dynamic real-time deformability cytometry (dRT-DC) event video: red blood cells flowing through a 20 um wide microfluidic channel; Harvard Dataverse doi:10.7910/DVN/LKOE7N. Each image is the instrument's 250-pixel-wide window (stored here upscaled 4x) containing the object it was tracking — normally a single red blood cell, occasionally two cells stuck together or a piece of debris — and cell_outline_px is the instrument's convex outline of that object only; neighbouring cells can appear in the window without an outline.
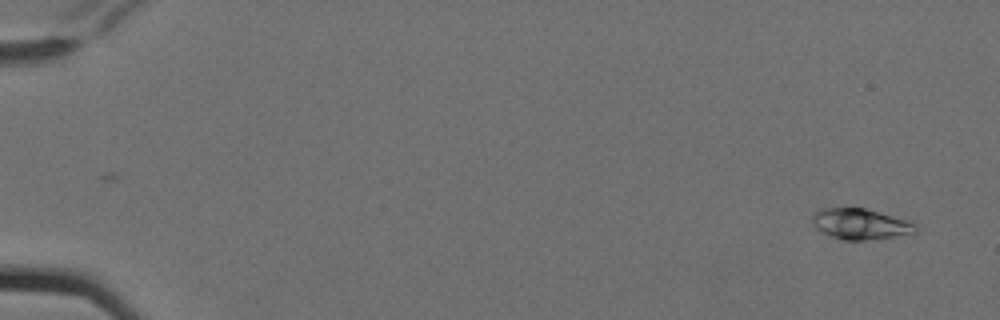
{"species": "Egyptian fruit bat (a non-hibernating species)", "species_latin": "Rousettus aegyptiacus", "temperature_condition": "cold", "stored_images_in_passage": 6, "camera_frame_rate_fps": 3000, "um_per_image_px": 0.085, "animal": {"sex": "female"}, "frame": {"image": 1, "passage_image": 2, "time_ms": 0.333, "image_size_px": [1000, 320], "cell_outline_px": [[916, 232], [892, 236], [864, 240], [844, 240], [832, 236], [816, 228], [812, 220], [812, 216], [820, 208], [864, 208], [904, 220], [916, 224]], "centroid_in_image_um": [73.08, 19.03], "position_along_channel_um": 11.9, "area_um2": 17.86}}